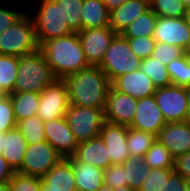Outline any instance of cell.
I'll return each instance as SVG.
<instances>
[{
    "label": "cell",
    "mask_w": 190,
    "mask_h": 191,
    "mask_svg": "<svg viewBox=\"0 0 190 191\" xmlns=\"http://www.w3.org/2000/svg\"><path fill=\"white\" fill-rule=\"evenodd\" d=\"M155 140L156 135L153 133L128 127L126 146L128 147L130 155L145 156Z\"/></svg>",
    "instance_id": "31"
},
{
    "label": "cell",
    "mask_w": 190,
    "mask_h": 191,
    "mask_svg": "<svg viewBox=\"0 0 190 191\" xmlns=\"http://www.w3.org/2000/svg\"><path fill=\"white\" fill-rule=\"evenodd\" d=\"M142 60L130 49L128 40L117 34L105 52L99 67L106 73L108 79H113L139 70Z\"/></svg>",
    "instance_id": "6"
},
{
    "label": "cell",
    "mask_w": 190,
    "mask_h": 191,
    "mask_svg": "<svg viewBox=\"0 0 190 191\" xmlns=\"http://www.w3.org/2000/svg\"><path fill=\"white\" fill-rule=\"evenodd\" d=\"M127 185L135 190H139L145 173L149 172V167L145 166L144 156L130 155L123 163Z\"/></svg>",
    "instance_id": "28"
},
{
    "label": "cell",
    "mask_w": 190,
    "mask_h": 191,
    "mask_svg": "<svg viewBox=\"0 0 190 191\" xmlns=\"http://www.w3.org/2000/svg\"><path fill=\"white\" fill-rule=\"evenodd\" d=\"M175 159L190 152V121L166 123L156 136Z\"/></svg>",
    "instance_id": "16"
},
{
    "label": "cell",
    "mask_w": 190,
    "mask_h": 191,
    "mask_svg": "<svg viewBox=\"0 0 190 191\" xmlns=\"http://www.w3.org/2000/svg\"><path fill=\"white\" fill-rule=\"evenodd\" d=\"M68 159L72 162L76 191H97L101 187L104 183V169L78 162L72 156Z\"/></svg>",
    "instance_id": "22"
},
{
    "label": "cell",
    "mask_w": 190,
    "mask_h": 191,
    "mask_svg": "<svg viewBox=\"0 0 190 191\" xmlns=\"http://www.w3.org/2000/svg\"><path fill=\"white\" fill-rule=\"evenodd\" d=\"M153 37L156 42L167 43L190 51V20L187 17H157Z\"/></svg>",
    "instance_id": "11"
},
{
    "label": "cell",
    "mask_w": 190,
    "mask_h": 191,
    "mask_svg": "<svg viewBox=\"0 0 190 191\" xmlns=\"http://www.w3.org/2000/svg\"><path fill=\"white\" fill-rule=\"evenodd\" d=\"M0 191H10L9 181L0 183Z\"/></svg>",
    "instance_id": "49"
},
{
    "label": "cell",
    "mask_w": 190,
    "mask_h": 191,
    "mask_svg": "<svg viewBox=\"0 0 190 191\" xmlns=\"http://www.w3.org/2000/svg\"><path fill=\"white\" fill-rule=\"evenodd\" d=\"M14 173V170L9 166L5 158L0 154V183L8 182Z\"/></svg>",
    "instance_id": "45"
},
{
    "label": "cell",
    "mask_w": 190,
    "mask_h": 191,
    "mask_svg": "<svg viewBox=\"0 0 190 191\" xmlns=\"http://www.w3.org/2000/svg\"><path fill=\"white\" fill-rule=\"evenodd\" d=\"M39 49L36 31L27 10L11 27L0 33V54L21 57Z\"/></svg>",
    "instance_id": "4"
},
{
    "label": "cell",
    "mask_w": 190,
    "mask_h": 191,
    "mask_svg": "<svg viewBox=\"0 0 190 191\" xmlns=\"http://www.w3.org/2000/svg\"><path fill=\"white\" fill-rule=\"evenodd\" d=\"M128 126L105 121L100 131V138L108 149L111 164H122L130 152L127 143Z\"/></svg>",
    "instance_id": "17"
},
{
    "label": "cell",
    "mask_w": 190,
    "mask_h": 191,
    "mask_svg": "<svg viewBox=\"0 0 190 191\" xmlns=\"http://www.w3.org/2000/svg\"><path fill=\"white\" fill-rule=\"evenodd\" d=\"M13 105L9 95H0V132H7L16 127Z\"/></svg>",
    "instance_id": "39"
},
{
    "label": "cell",
    "mask_w": 190,
    "mask_h": 191,
    "mask_svg": "<svg viewBox=\"0 0 190 191\" xmlns=\"http://www.w3.org/2000/svg\"><path fill=\"white\" fill-rule=\"evenodd\" d=\"M19 57L0 54V94L13 93L18 70Z\"/></svg>",
    "instance_id": "27"
},
{
    "label": "cell",
    "mask_w": 190,
    "mask_h": 191,
    "mask_svg": "<svg viewBox=\"0 0 190 191\" xmlns=\"http://www.w3.org/2000/svg\"><path fill=\"white\" fill-rule=\"evenodd\" d=\"M145 166L158 169H173L174 158L170 151L158 140L152 144L144 156Z\"/></svg>",
    "instance_id": "29"
},
{
    "label": "cell",
    "mask_w": 190,
    "mask_h": 191,
    "mask_svg": "<svg viewBox=\"0 0 190 191\" xmlns=\"http://www.w3.org/2000/svg\"><path fill=\"white\" fill-rule=\"evenodd\" d=\"M113 191H137V190L131 188L128 185H126V186L115 188V189H113Z\"/></svg>",
    "instance_id": "48"
},
{
    "label": "cell",
    "mask_w": 190,
    "mask_h": 191,
    "mask_svg": "<svg viewBox=\"0 0 190 191\" xmlns=\"http://www.w3.org/2000/svg\"><path fill=\"white\" fill-rule=\"evenodd\" d=\"M126 39L128 40L130 49L141 60L150 57L155 49L156 41L153 36H141L137 38Z\"/></svg>",
    "instance_id": "40"
},
{
    "label": "cell",
    "mask_w": 190,
    "mask_h": 191,
    "mask_svg": "<svg viewBox=\"0 0 190 191\" xmlns=\"http://www.w3.org/2000/svg\"><path fill=\"white\" fill-rule=\"evenodd\" d=\"M57 78L40 49L19 57L13 92L41 93Z\"/></svg>",
    "instance_id": "3"
},
{
    "label": "cell",
    "mask_w": 190,
    "mask_h": 191,
    "mask_svg": "<svg viewBox=\"0 0 190 191\" xmlns=\"http://www.w3.org/2000/svg\"><path fill=\"white\" fill-rule=\"evenodd\" d=\"M150 8L158 17L182 18L188 16V10L181 0H152Z\"/></svg>",
    "instance_id": "35"
},
{
    "label": "cell",
    "mask_w": 190,
    "mask_h": 191,
    "mask_svg": "<svg viewBox=\"0 0 190 191\" xmlns=\"http://www.w3.org/2000/svg\"><path fill=\"white\" fill-rule=\"evenodd\" d=\"M16 127L25 137L27 144H35L46 141L44 122L37 115L17 122Z\"/></svg>",
    "instance_id": "34"
},
{
    "label": "cell",
    "mask_w": 190,
    "mask_h": 191,
    "mask_svg": "<svg viewBox=\"0 0 190 191\" xmlns=\"http://www.w3.org/2000/svg\"><path fill=\"white\" fill-rule=\"evenodd\" d=\"M137 101L138 99L110 87L104 109L105 120L129 127L134 119Z\"/></svg>",
    "instance_id": "13"
},
{
    "label": "cell",
    "mask_w": 190,
    "mask_h": 191,
    "mask_svg": "<svg viewBox=\"0 0 190 191\" xmlns=\"http://www.w3.org/2000/svg\"><path fill=\"white\" fill-rule=\"evenodd\" d=\"M89 65L99 66L117 33L110 27L91 28L77 32Z\"/></svg>",
    "instance_id": "12"
},
{
    "label": "cell",
    "mask_w": 190,
    "mask_h": 191,
    "mask_svg": "<svg viewBox=\"0 0 190 191\" xmlns=\"http://www.w3.org/2000/svg\"><path fill=\"white\" fill-rule=\"evenodd\" d=\"M65 118L78 143L99 137L105 120L104 110L69 104Z\"/></svg>",
    "instance_id": "7"
},
{
    "label": "cell",
    "mask_w": 190,
    "mask_h": 191,
    "mask_svg": "<svg viewBox=\"0 0 190 191\" xmlns=\"http://www.w3.org/2000/svg\"><path fill=\"white\" fill-rule=\"evenodd\" d=\"M40 191H76L72 162L62 158L42 178Z\"/></svg>",
    "instance_id": "19"
},
{
    "label": "cell",
    "mask_w": 190,
    "mask_h": 191,
    "mask_svg": "<svg viewBox=\"0 0 190 191\" xmlns=\"http://www.w3.org/2000/svg\"><path fill=\"white\" fill-rule=\"evenodd\" d=\"M63 80L68 88L69 104L105 109L111 81L99 66L90 65Z\"/></svg>",
    "instance_id": "1"
},
{
    "label": "cell",
    "mask_w": 190,
    "mask_h": 191,
    "mask_svg": "<svg viewBox=\"0 0 190 191\" xmlns=\"http://www.w3.org/2000/svg\"><path fill=\"white\" fill-rule=\"evenodd\" d=\"M27 142L17 127L5 132L2 156L9 166L17 172L23 163Z\"/></svg>",
    "instance_id": "23"
},
{
    "label": "cell",
    "mask_w": 190,
    "mask_h": 191,
    "mask_svg": "<svg viewBox=\"0 0 190 191\" xmlns=\"http://www.w3.org/2000/svg\"><path fill=\"white\" fill-rule=\"evenodd\" d=\"M16 122L37 115L40 93L13 92L9 94Z\"/></svg>",
    "instance_id": "25"
},
{
    "label": "cell",
    "mask_w": 190,
    "mask_h": 191,
    "mask_svg": "<svg viewBox=\"0 0 190 191\" xmlns=\"http://www.w3.org/2000/svg\"><path fill=\"white\" fill-rule=\"evenodd\" d=\"M4 136H5V133L0 132V154H2V151H3Z\"/></svg>",
    "instance_id": "50"
},
{
    "label": "cell",
    "mask_w": 190,
    "mask_h": 191,
    "mask_svg": "<svg viewBox=\"0 0 190 191\" xmlns=\"http://www.w3.org/2000/svg\"><path fill=\"white\" fill-rule=\"evenodd\" d=\"M10 191H40L41 178L15 172L9 180Z\"/></svg>",
    "instance_id": "38"
},
{
    "label": "cell",
    "mask_w": 190,
    "mask_h": 191,
    "mask_svg": "<svg viewBox=\"0 0 190 191\" xmlns=\"http://www.w3.org/2000/svg\"><path fill=\"white\" fill-rule=\"evenodd\" d=\"M166 68L172 85L190 87V58L188 52L172 60Z\"/></svg>",
    "instance_id": "30"
},
{
    "label": "cell",
    "mask_w": 190,
    "mask_h": 191,
    "mask_svg": "<svg viewBox=\"0 0 190 191\" xmlns=\"http://www.w3.org/2000/svg\"><path fill=\"white\" fill-rule=\"evenodd\" d=\"M69 106L68 88L63 79H56L40 93L37 116L43 121L65 117Z\"/></svg>",
    "instance_id": "10"
},
{
    "label": "cell",
    "mask_w": 190,
    "mask_h": 191,
    "mask_svg": "<svg viewBox=\"0 0 190 191\" xmlns=\"http://www.w3.org/2000/svg\"><path fill=\"white\" fill-rule=\"evenodd\" d=\"M174 172L183 178H190V152L174 159Z\"/></svg>",
    "instance_id": "43"
},
{
    "label": "cell",
    "mask_w": 190,
    "mask_h": 191,
    "mask_svg": "<svg viewBox=\"0 0 190 191\" xmlns=\"http://www.w3.org/2000/svg\"><path fill=\"white\" fill-rule=\"evenodd\" d=\"M185 51L174 45L167 43L156 42L155 49L152 52V57L167 66L172 60L181 57Z\"/></svg>",
    "instance_id": "37"
},
{
    "label": "cell",
    "mask_w": 190,
    "mask_h": 191,
    "mask_svg": "<svg viewBox=\"0 0 190 191\" xmlns=\"http://www.w3.org/2000/svg\"><path fill=\"white\" fill-rule=\"evenodd\" d=\"M63 157L47 141L28 144L17 173L42 178Z\"/></svg>",
    "instance_id": "8"
},
{
    "label": "cell",
    "mask_w": 190,
    "mask_h": 191,
    "mask_svg": "<svg viewBox=\"0 0 190 191\" xmlns=\"http://www.w3.org/2000/svg\"><path fill=\"white\" fill-rule=\"evenodd\" d=\"M174 173V169L150 168L145 173L143 183L138 191H162L169 177Z\"/></svg>",
    "instance_id": "36"
},
{
    "label": "cell",
    "mask_w": 190,
    "mask_h": 191,
    "mask_svg": "<svg viewBox=\"0 0 190 191\" xmlns=\"http://www.w3.org/2000/svg\"><path fill=\"white\" fill-rule=\"evenodd\" d=\"M186 191H190V178L186 179Z\"/></svg>",
    "instance_id": "53"
},
{
    "label": "cell",
    "mask_w": 190,
    "mask_h": 191,
    "mask_svg": "<svg viewBox=\"0 0 190 191\" xmlns=\"http://www.w3.org/2000/svg\"><path fill=\"white\" fill-rule=\"evenodd\" d=\"M44 133L46 141L63 158L72 156L79 145L65 117L44 122Z\"/></svg>",
    "instance_id": "15"
},
{
    "label": "cell",
    "mask_w": 190,
    "mask_h": 191,
    "mask_svg": "<svg viewBox=\"0 0 190 191\" xmlns=\"http://www.w3.org/2000/svg\"><path fill=\"white\" fill-rule=\"evenodd\" d=\"M139 69L151 78L156 88L172 85L166 66L152 56L143 59Z\"/></svg>",
    "instance_id": "32"
},
{
    "label": "cell",
    "mask_w": 190,
    "mask_h": 191,
    "mask_svg": "<svg viewBox=\"0 0 190 191\" xmlns=\"http://www.w3.org/2000/svg\"><path fill=\"white\" fill-rule=\"evenodd\" d=\"M188 18H189V20H190V10L188 11Z\"/></svg>",
    "instance_id": "54"
},
{
    "label": "cell",
    "mask_w": 190,
    "mask_h": 191,
    "mask_svg": "<svg viewBox=\"0 0 190 191\" xmlns=\"http://www.w3.org/2000/svg\"><path fill=\"white\" fill-rule=\"evenodd\" d=\"M72 157L78 162L102 169H107L111 165L108 149L100 136L79 143Z\"/></svg>",
    "instance_id": "20"
},
{
    "label": "cell",
    "mask_w": 190,
    "mask_h": 191,
    "mask_svg": "<svg viewBox=\"0 0 190 191\" xmlns=\"http://www.w3.org/2000/svg\"><path fill=\"white\" fill-rule=\"evenodd\" d=\"M109 14L102 0H84L81 11L82 30L108 27Z\"/></svg>",
    "instance_id": "24"
},
{
    "label": "cell",
    "mask_w": 190,
    "mask_h": 191,
    "mask_svg": "<svg viewBox=\"0 0 190 191\" xmlns=\"http://www.w3.org/2000/svg\"><path fill=\"white\" fill-rule=\"evenodd\" d=\"M97 191H113L110 187H108L105 183L101 185V187Z\"/></svg>",
    "instance_id": "51"
},
{
    "label": "cell",
    "mask_w": 190,
    "mask_h": 191,
    "mask_svg": "<svg viewBox=\"0 0 190 191\" xmlns=\"http://www.w3.org/2000/svg\"><path fill=\"white\" fill-rule=\"evenodd\" d=\"M186 179L180 174L173 173L165 183L162 191H186Z\"/></svg>",
    "instance_id": "44"
},
{
    "label": "cell",
    "mask_w": 190,
    "mask_h": 191,
    "mask_svg": "<svg viewBox=\"0 0 190 191\" xmlns=\"http://www.w3.org/2000/svg\"><path fill=\"white\" fill-rule=\"evenodd\" d=\"M61 7L63 20L73 32L82 30L81 11L84 0H54Z\"/></svg>",
    "instance_id": "33"
},
{
    "label": "cell",
    "mask_w": 190,
    "mask_h": 191,
    "mask_svg": "<svg viewBox=\"0 0 190 191\" xmlns=\"http://www.w3.org/2000/svg\"><path fill=\"white\" fill-rule=\"evenodd\" d=\"M39 49L57 79H64L90 66L77 32L51 38L43 42Z\"/></svg>",
    "instance_id": "2"
},
{
    "label": "cell",
    "mask_w": 190,
    "mask_h": 191,
    "mask_svg": "<svg viewBox=\"0 0 190 191\" xmlns=\"http://www.w3.org/2000/svg\"><path fill=\"white\" fill-rule=\"evenodd\" d=\"M125 1L127 0H102L109 12L121 6Z\"/></svg>",
    "instance_id": "46"
},
{
    "label": "cell",
    "mask_w": 190,
    "mask_h": 191,
    "mask_svg": "<svg viewBox=\"0 0 190 191\" xmlns=\"http://www.w3.org/2000/svg\"><path fill=\"white\" fill-rule=\"evenodd\" d=\"M34 1H37V7H34L36 9L28 8L26 10L33 19L39 46L51 38L67 36L73 33L67 22L63 20L61 7H58L54 0Z\"/></svg>",
    "instance_id": "5"
},
{
    "label": "cell",
    "mask_w": 190,
    "mask_h": 191,
    "mask_svg": "<svg viewBox=\"0 0 190 191\" xmlns=\"http://www.w3.org/2000/svg\"><path fill=\"white\" fill-rule=\"evenodd\" d=\"M104 183L111 189L126 186L125 170L122 164H111L104 169Z\"/></svg>",
    "instance_id": "41"
},
{
    "label": "cell",
    "mask_w": 190,
    "mask_h": 191,
    "mask_svg": "<svg viewBox=\"0 0 190 191\" xmlns=\"http://www.w3.org/2000/svg\"><path fill=\"white\" fill-rule=\"evenodd\" d=\"M187 110H188V121H190V87L187 88Z\"/></svg>",
    "instance_id": "47"
},
{
    "label": "cell",
    "mask_w": 190,
    "mask_h": 191,
    "mask_svg": "<svg viewBox=\"0 0 190 191\" xmlns=\"http://www.w3.org/2000/svg\"><path fill=\"white\" fill-rule=\"evenodd\" d=\"M187 10H190V0H181Z\"/></svg>",
    "instance_id": "52"
},
{
    "label": "cell",
    "mask_w": 190,
    "mask_h": 191,
    "mask_svg": "<svg viewBox=\"0 0 190 191\" xmlns=\"http://www.w3.org/2000/svg\"><path fill=\"white\" fill-rule=\"evenodd\" d=\"M150 8L147 0H127L109 14V26L117 33L130 25L136 18Z\"/></svg>",
    "instance_id": "21"
},
{
    "label": "cell",
    "mask_w": 190,
    "mask_h": 191,
    "mask_svg": "<svg viewBox=\"0 0 190 191\" xmlns=\"http://www.w3.org/2000/svg\"><path fill=\"white\" fill-rule=\"evenodd\" d=\"M25 9V10H24ZM12 9L7 8L3 4L0 5V33L13 25L15 21L26 11L27 8Z\"/></svg>",
    "instance_id": "42"
},
{
    "label": "cell",
    "mask_w": 190,
    "mask_h": 191,
    "mask_svg": "<svg viewBox=\"0 0 190 191\" xmlns=\"http://www.w3.org/2000/svg\"><path fill=\"white\" fill-rule=\"evenodd\" d=\"M154 97L166 123L188 121L187 87L170 85L157 88Z\"/></svg>",
    "instance_id": "9"
},
{
    "label": "cell",
    "mask_w": 190,
    "mask_h": 191,
    "mask_svg": "<svg viewBox=\"0 0 190 191\" xmlns=\"http://www.w3.org/2000/svg\"><path fill=\"white\" fill-rule=\"evenodd\" d=\"M157 15L149 8L146 12L136 18L129 26H127L121 35L124 38H137L153 36Z\"/></svg>",
    "instance_id": "26"
},
{
    "label": "cell",
    "mask_w": 190,
    "mask_h": 191,
    "mask_svg": "<svg viewBox=\"0 0 190 191\" xmlns=\"http://www.w3.org/2000/svg\"><path fill=\"white\" fill-rule=\"evenodd\" d=\"M111 87L136 99L154 95L157 89L151 78L140 69L113 79Z\"/></svg>",
    "instance_id": "18"
},
{
    "label": "cell",
    "mask_w": 190,
    "mask_h": 191,
    "mask_svg": "<svg viewBox=\"0 0 190 191\" xmlns=\"http://www.w3.org/2000/svg\"><path fill=\"white\" fill-rule=\"evenodd\" d=\"M165 124L154 95L138 99L134 119L129 127L157 136Z\"/></svg>",
    "instance_id": "14"
}]
</instances>
